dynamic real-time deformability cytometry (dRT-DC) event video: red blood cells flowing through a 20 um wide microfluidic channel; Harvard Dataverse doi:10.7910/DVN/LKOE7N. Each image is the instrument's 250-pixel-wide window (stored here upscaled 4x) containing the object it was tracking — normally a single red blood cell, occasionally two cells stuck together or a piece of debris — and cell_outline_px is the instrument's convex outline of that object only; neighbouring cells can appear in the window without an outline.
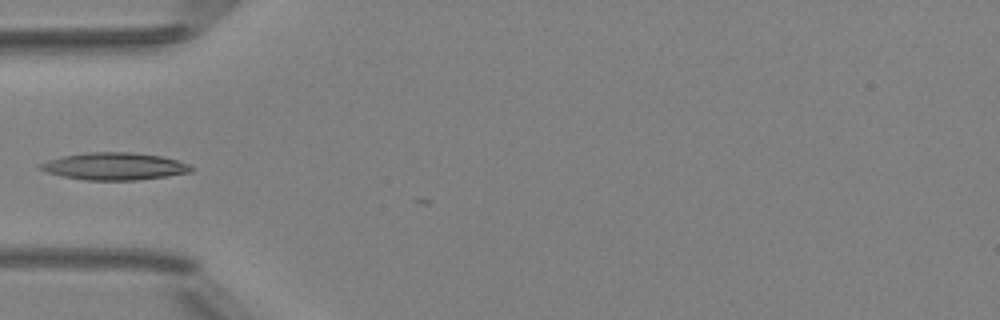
{"species": "Egyptian fruit bat (a non-hibernating species)", "species_latin": "Rousettus aegyptiacus", "temperature_condition": "room temperature", "stored_images_in_passage": 6, "camera_frame_rate_fps": 3000, "um_per_image_px": 0.085, "animal": {"sex": "female"}, "frame": {"image": 1, "passage_image": 4, "time_ms": 4.333, "image_size_px": [1000, 320], "cell_outline_px": [[196, 168], [192, 172], [168, 176], [136, 180], [84, 180], [64, 176], [48, 172], [36, 168], [36, 164], [60, 156], [88, 152], [132, 152], [160, 156], [176, 160], [188, 164]], "centroid_in_image_um": [9.71, 14.13], "position_along_channel_um": 75.3, "area_um2": 24.16}}
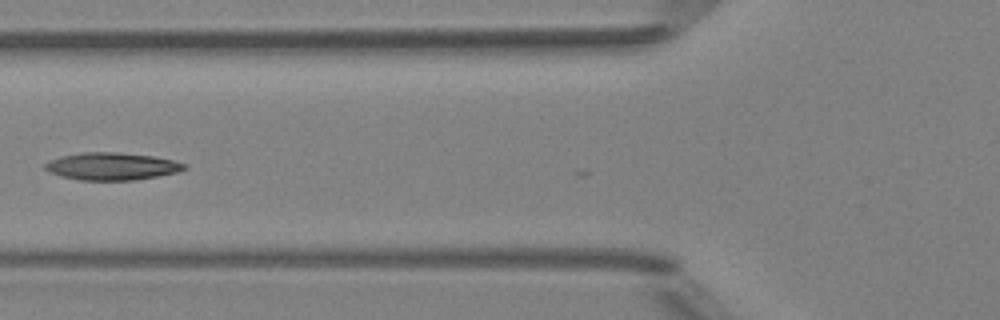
{"frame": {"image": 2, "passage_image": 5, "time_ms": 5.333, "image_size_px": [1000, 320], "cell_outline_px": [[188, 168], [176, 172], [160, 176], [136, 180], [80, 180], [60, 176], [48, 172], [44, 168], [44, 164], [60, 156], [80, 152], [116, 152], [152, 156], [172, 160], [188, 164]], "centroid_in_image_um": [9.51, 14.14], "position_along_channel_um": 116.3, "area_um2": 22.37}}